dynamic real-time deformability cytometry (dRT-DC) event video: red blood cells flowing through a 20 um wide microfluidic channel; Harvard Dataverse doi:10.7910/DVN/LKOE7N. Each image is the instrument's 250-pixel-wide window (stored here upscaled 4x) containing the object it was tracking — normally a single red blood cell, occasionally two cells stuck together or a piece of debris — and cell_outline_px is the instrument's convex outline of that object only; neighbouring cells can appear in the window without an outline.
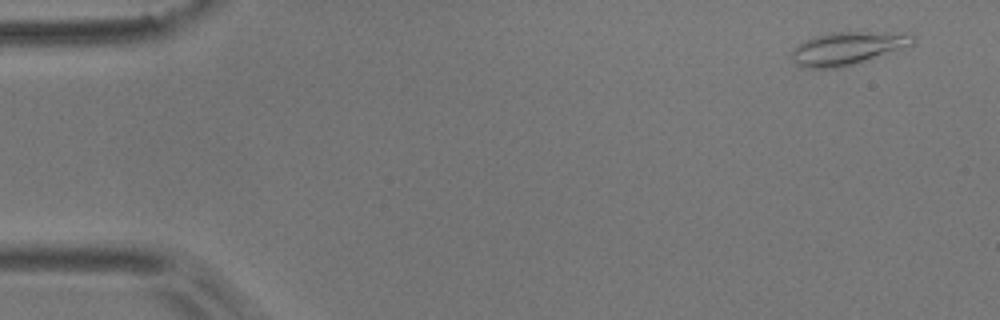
{"species": "common noctule bat (a hibernating species)", "species_latin": "Nyctalus noctula", "temperature_condition": "room temperature", "stored_images_in_passage": 54, "camera_frame_rate_fps": 3000, "um_per_image_px": 0.085, "animal": {"sex": "male", "body_mass_g": 17.9}, "frame": {"image": 1, "passage_image": 3, "time_ms": 0.667, "image_size_px": [1000, 320], "cell_outline_px": [[916, 40], [908, 48], [840, 68], [800, 68], [792, 60], [792, 48], [796, 44], [832, 32], [908, 32], [916, 36]], "centroid_in_image_um": [72.12, 4.11], "position_along_channel_um": 12.9, "area_um2": 23.64}}
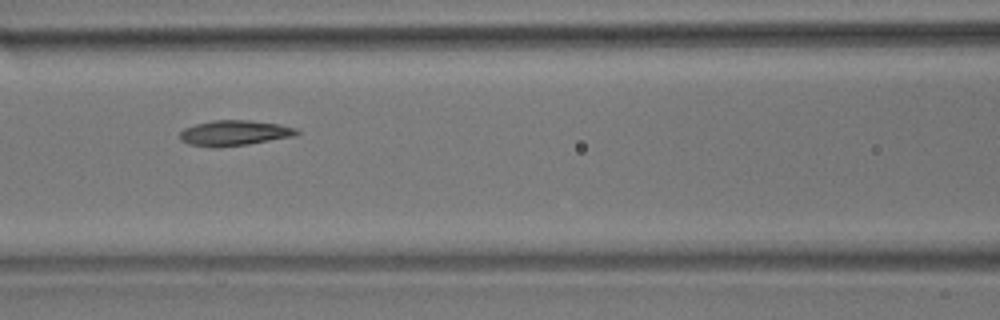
{"frame": {"image": 2, "passage_image": 23, "time_ms": 7.333, "image_size_px": [1000, 320], "cell_outline_px": [[300, 132], [296, 136], [248, 144], [220, 148], [216, 148], [188, 144], [180, 140], [180, 132], [184, 128], [196, 124], [212, 120], [248, 120], [280, 124], [296, 128]], "centroid_in_image_um": [19.92, 11.31], "position_along_channel_um": 146.7, "area_um2": 17.46}}
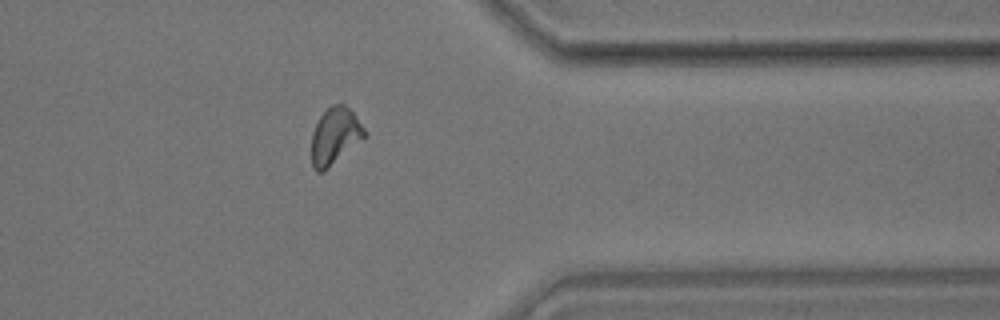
{"frame": {"image": 3, "passage_image": 43, "time_ms": 14.0, "image_size_px": [1000, 320], "cell_outline_px": [[368, 132], [364, 136], [324, 172], [316, 172], [312, 168], [312, 132], [320, 116], [332, 104], [344, 104], [356, 116]], "centroid_in_image_um": [28.45, 11.56], "position_along_channel_um": 383.0, "area_um2": 17.22}, "authors_computed_cell_mechanics": {"area_um2": 17.34, "velocity_mm_per_s": 3.7156, "shape_relaxation_time_tau1_ms": 4.0583, "shape_relaxation_time_tau2_ms": 5.1356, "deformation_change_tau1": 0.1318, "deformation_change_tau2": 0.103}}